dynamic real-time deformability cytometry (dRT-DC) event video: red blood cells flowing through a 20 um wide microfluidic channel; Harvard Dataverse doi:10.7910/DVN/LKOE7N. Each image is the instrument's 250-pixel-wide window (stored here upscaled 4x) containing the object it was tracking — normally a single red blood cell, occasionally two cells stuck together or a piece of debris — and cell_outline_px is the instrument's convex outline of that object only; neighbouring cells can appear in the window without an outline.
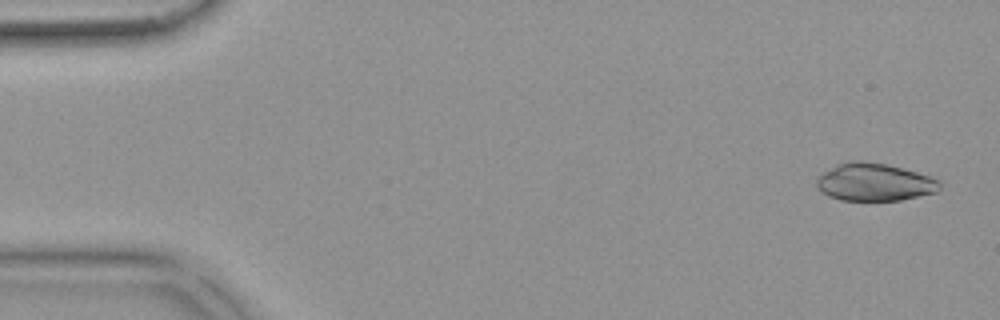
{"species": "common noctule bat (a hibernating species)", "species_latin": "Nyctalus noctula", "temperature_condition": "warm", "stored_images_in_passage": 16, "camera_frame_rate_fps": 3000, "um_per_image_px": 0.085, "animal": {"sex": "female", "body_mass_g": 18.4}, "frame": {"image": 1, "passage_image": 2, "time_ms": 0.333, "image_size_px": [1000, 320], "cell_outline_px": [[940, 188], [936, 192], [900, 200], [840, 200], [828, 196], [816, 184], [816, 180], [824, 172], [836, 164], [848, 160], [864, 160], [888, 164], [916, 172], [940, 180]], "centroid_in_image_um": [74.32, 15.46], "position_along_channel_um": 10.7, "area_um2": 26.93}}
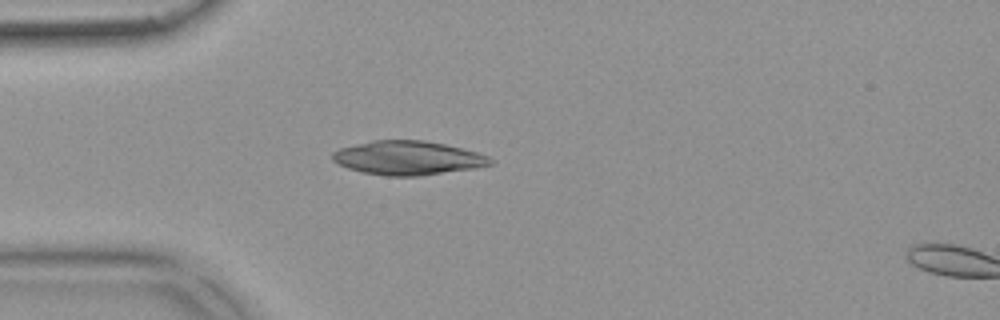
{"frame": {"image": 2, "passage_image": 14, "time_ms": 4.333, "image_size_px": [1000, 320], "cell_outline_px": [[492, 164], [476, 168], [420, 176], [388, 176], [364, 172], [348, 168], [336, 164], [332, 160], [332, 152], [340, 148], [372, 140], [424, 140], [444, 144], [476, 152], [488, 156], [492, 160]], "centroid_in_image_um": [34.65, 13.43], "position_along_channel_um": 50.4, "area_um2": 31.15}}